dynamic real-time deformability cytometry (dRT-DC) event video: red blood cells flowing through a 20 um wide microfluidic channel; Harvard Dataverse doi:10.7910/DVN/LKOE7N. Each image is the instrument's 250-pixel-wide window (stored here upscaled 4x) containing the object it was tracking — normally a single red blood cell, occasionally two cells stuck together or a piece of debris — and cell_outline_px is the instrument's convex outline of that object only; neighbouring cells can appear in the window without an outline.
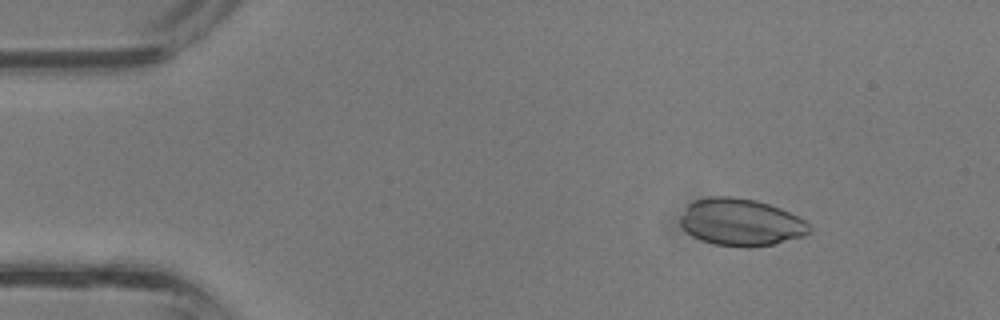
{"species": "common noctule bat (a hibernating species)", "species_latin": "Nyctalus noctula", "temperature_condition": "room temperature", "stored_images_in_passage": 33, "camera_frame_rate_fps": 3000, "um_per_image_px": 0.085, "animal": {"sex": "male", "body_mass_g": 13.3}, "frame": {"image": 1, "passage_image": 1, "time_ms": 0.0, "image_size_px": [1000, 320], "cell_outline_px": [[812, 232], [804, 236], [776, 244], [752, 248], [748, 248], [716, 244], [692, 236], [680, 224], [680, 216], [688, 204], [692, 200], [708, 196], [732, 196], [756, 200], [780, 208], [804, 220], [812, 228]], "centroid_in_image_um": [62.98, 18.89], "position_along_channel_um": 22.0, "area_um2": 35.72}}
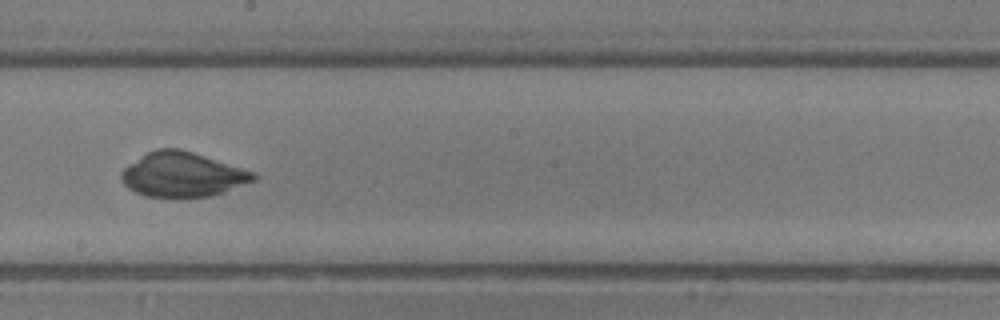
{"frame": {"image": 2, "passage_image": 17, "time_ms": 5.333, "image_size_px": [1000, 320], "cell_outline_px": [[256, 180], [208, 196], [180, 200], [176, 200], [144, 196], [128, 188], [124, 184], [120, 176], [120, 172], [128, 164], [148, 152], [156, 148], [180, 148], [256, 172]], "centroid_in_image_um": [15.47, 14.87], "position_along_channel_um": 232.7, "area_um2": 34.85}}
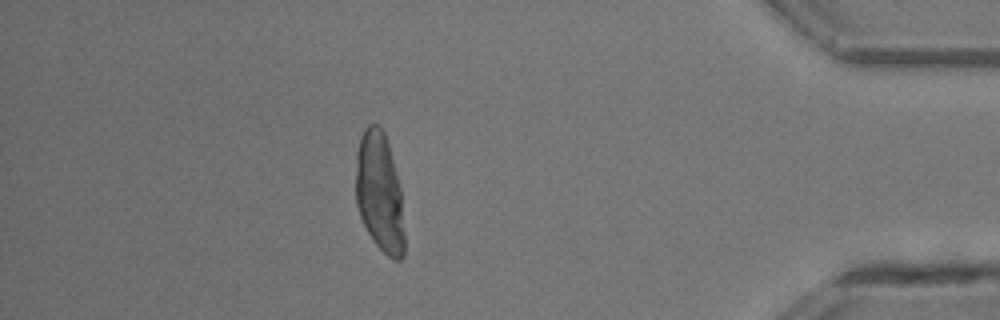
{"frame": {"image": 3, "passage_image": 29, "time_ms": 9.333, "image_size_px": [1000, 320], "cell_outline_px": [[404, 256], [400, 260], [392, 260], [372, 240], [360, 216], [356, 204], [356, 152], [360, 136], [364, 128], [368, 124], [380, 124], [384, 132], [388, 144], [400, 188], [404, 232]], "centroid_in_image_um": [32.25, 16.35], "position_along_channel_um": 403.0, "area_um2": 33.93}}